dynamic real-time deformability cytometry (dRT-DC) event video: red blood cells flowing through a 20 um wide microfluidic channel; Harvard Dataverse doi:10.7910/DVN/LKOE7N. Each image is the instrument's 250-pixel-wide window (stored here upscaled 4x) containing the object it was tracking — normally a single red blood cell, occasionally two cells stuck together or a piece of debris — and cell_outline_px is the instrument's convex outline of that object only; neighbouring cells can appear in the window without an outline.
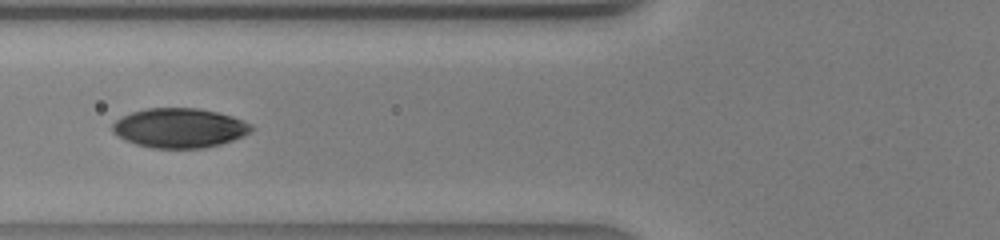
{"species": "human", "species_latin": "Homo sapiens", "temperature_condition": "warm", "stored_images_in_passage": 21, "segment_of_instrument_passage": [2, 2], "camera_frame_rate_fps": 3000, "um_per_image_px": 0.085, "donor": {"sex": "male"}, "frame": {"image": 1, "passage_image": 17, "time_ms": 5.333, "image_size_px": [1000, 240], "cell_outline_px": [[256, 128], [244, 136], [220, 144], [204, 148], [152, 148], [136, 144], [124, 140], [112, 132], [112, 124], [116, 120], [132, 112], [148, 108], [196, 108], [216, 112], [232, 116], [244, 120], [252, 124]], "centroid_in_image_um": [15.28, 10.88], "position_along_channel_um": 110.5, "area_um2": 32.08}}